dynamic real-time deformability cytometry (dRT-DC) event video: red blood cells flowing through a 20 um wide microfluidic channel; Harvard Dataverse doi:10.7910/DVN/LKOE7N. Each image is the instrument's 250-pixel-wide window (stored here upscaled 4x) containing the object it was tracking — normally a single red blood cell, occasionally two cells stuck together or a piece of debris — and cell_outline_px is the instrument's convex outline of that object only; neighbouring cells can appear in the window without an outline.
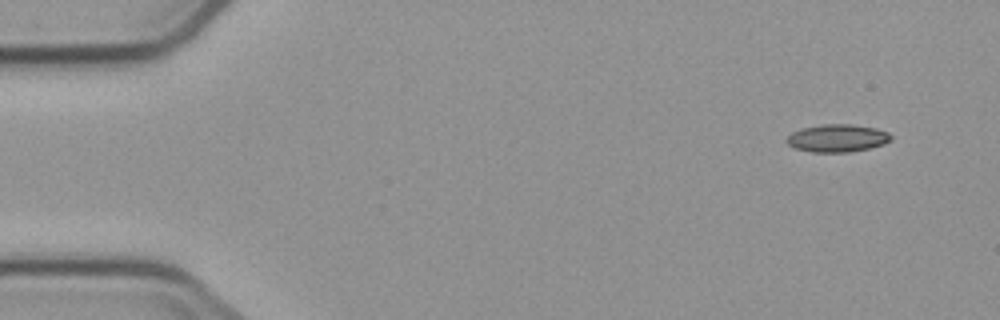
{"species": "common noctule bat (a hibernating species)", "species_latin": "Nyctalus noctula", "temperature_condition": "cold", "stored_images_in_passage": 2, "camera_frame_rate_fps": 3000, "um_per_image_px": 0.085, "animal": {"sex": "male", "body_mass_g": 23.1, "forearm_length_mm": 52.7}, "frame": {"image": 1, "passage_image": 2, "time_ms": 2.0, "image_size_px": [1000, 320], "cell_outline_px": [[892, 140], [884, 144], [868, 148], [848, 152], [812, 152], [796, 148], [788, 144], [784, 140], [792, 132], [804, 128], [824, 124], [852, 124], [876, 128], [888, 132], [892, 136]], "centroid_in_image_um": [71.19, 11.74], "position_along_channel_um": 13.8, "area_um2": 16.76}}